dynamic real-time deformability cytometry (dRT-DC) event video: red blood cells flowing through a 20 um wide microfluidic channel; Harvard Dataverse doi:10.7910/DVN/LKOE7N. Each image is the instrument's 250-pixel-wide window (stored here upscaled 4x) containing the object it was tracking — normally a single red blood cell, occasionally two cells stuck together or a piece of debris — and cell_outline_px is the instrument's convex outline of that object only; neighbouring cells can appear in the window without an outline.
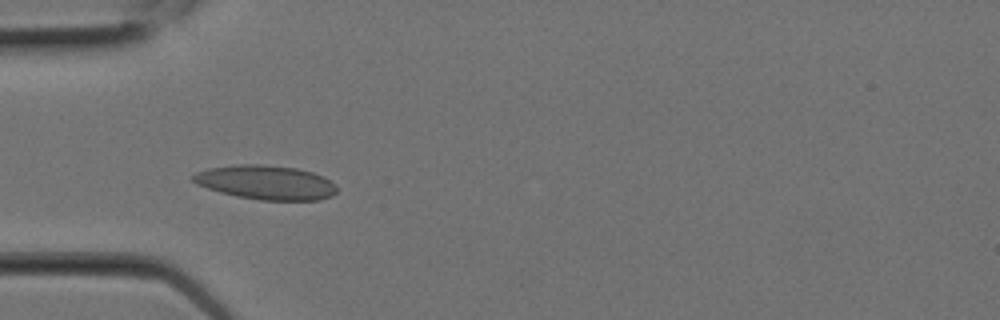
{"species": "Egyptian fruit bat (a non-hibernating species)", "species_latin": "Rousettus aegyptiacus", "temperature_condition": "room temperature", "stored_images_in_passage": 7, "camera_frame_rate_fps": 3000, "um_per_image_px": 0.085, "animal": {"sex": "female"}, "frame": {"image": 1, "passage_image": 6, "time_ms": 1.667, "image_size_px": [1000, 320], "cell_outline_px": [[336, 192], [332, 196], [320, 200], [260, 200], [236, 196], [220, 192], [196, 184], [192, 180], [192, 176], [196, 172], [208, 168], [240, 164], [260, 164], [296, 168], [312, 172], [324, 176], [336, 184]], "centroid_in_image_um": [22.62, 15.51], "position_along_channel_um": 62.4, "area_um2": 28.73}}
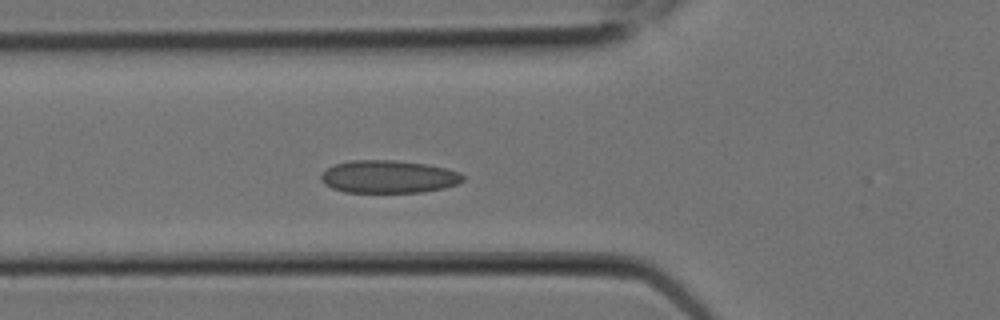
{"frame": {"image": 2, "passage_image": 7, "time_ms": 2.0, "image_size_px": [1000, 320], "cell_outline_px": [[464, 180], [456, 184], [444, 188], [420, 192], [344, 192], [332, 188], [324, 184], [320, 180], [320, 176], [332, 164], [352, 160], [392, 160], [428, 164], [448, 168], [460, 172], [464, 176]], "centroid_in_image_um": [33.02, 15.01], "position_along_channel_um": 92.8, "area_um2": 27.22}}